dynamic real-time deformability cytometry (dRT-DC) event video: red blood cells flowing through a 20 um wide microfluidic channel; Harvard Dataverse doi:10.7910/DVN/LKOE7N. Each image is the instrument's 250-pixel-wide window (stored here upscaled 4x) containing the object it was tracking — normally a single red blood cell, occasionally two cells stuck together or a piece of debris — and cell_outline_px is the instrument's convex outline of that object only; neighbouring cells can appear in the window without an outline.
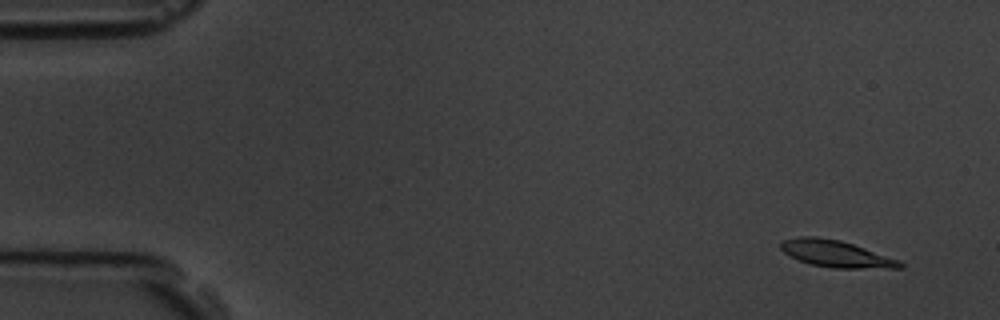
{"species": "common noctule bat (a hibernating species)", "species_latin": "Nyctalus noctula", "temperature_condition": "room temperature", "stored_images_in_passage": 6, "camera_frame_rate_fps": 3000, "um_per_image_px": 0.085, "animal": {"sex": "male", "body_mass_g": 19.5, "forearm_length_mm": 54.6}, "frame": {"image": 1, "passage_image": 1, "time_ms": 0.0, "image_size_px": [1000, 320], "cell_outline_px": [[904, 268], [836, 268], [812, 264], [800, 260], [784, 252], [780, 248], [780, 240], [800, 236], [816, 236], [840, 240], [900, 260], [904, 264]], "centroid_in_image_um": [71.06, 21.56], "position_along_channel_um": 13.9, "area_um2": 18.44}}
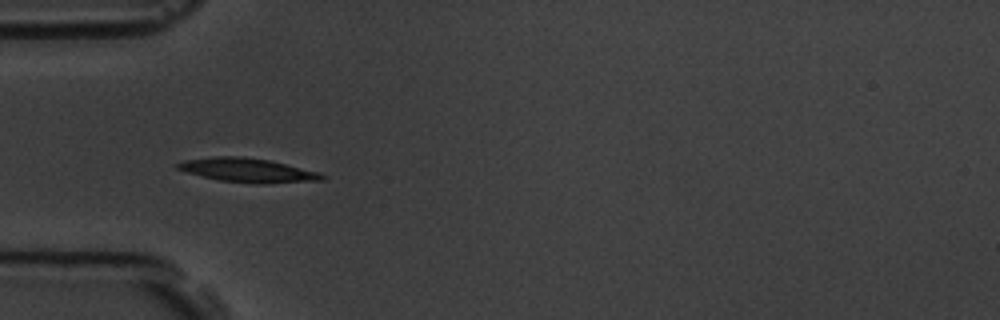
{"frame": {"image": 2, "passage_image": 5, "time_ms": 4.667, "image_size_px": [1000, 320], "cell_outline_px": [[328, 176], [324, 180], [264, 184], [220, 180], [188, 172], [176, 168], [172, 164], [184, 160], [212, 156], [244, 156], [268, 160], [320, 172]], "centroid_in_image_um": [21.07, 14.46], "position_along_channel_um": 63.9, "area_um2": 20.23}}
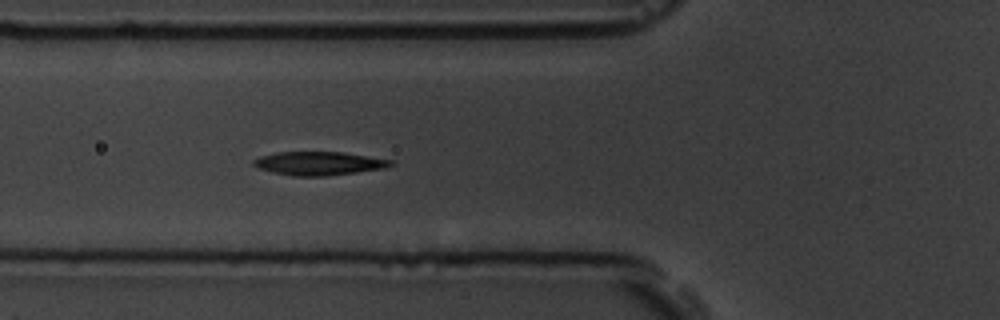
{"frame": {"image": 3, "passage_image": 6, "time_ms": 5.667, "image_size_px": [1000, 320], "cell_outline_px": [[396, 164], [384, 168], [356, 172], [324, 176], [292, 176], [272, 172], [260, 168], [252, 164], [252, 160], [260, 156], [280, 152], [344, 152], [392, 160]], "centroid_in_image_um": [27.11, 13.88], "position_along_channel_um": 98.7, "area_um2": 18.73}}